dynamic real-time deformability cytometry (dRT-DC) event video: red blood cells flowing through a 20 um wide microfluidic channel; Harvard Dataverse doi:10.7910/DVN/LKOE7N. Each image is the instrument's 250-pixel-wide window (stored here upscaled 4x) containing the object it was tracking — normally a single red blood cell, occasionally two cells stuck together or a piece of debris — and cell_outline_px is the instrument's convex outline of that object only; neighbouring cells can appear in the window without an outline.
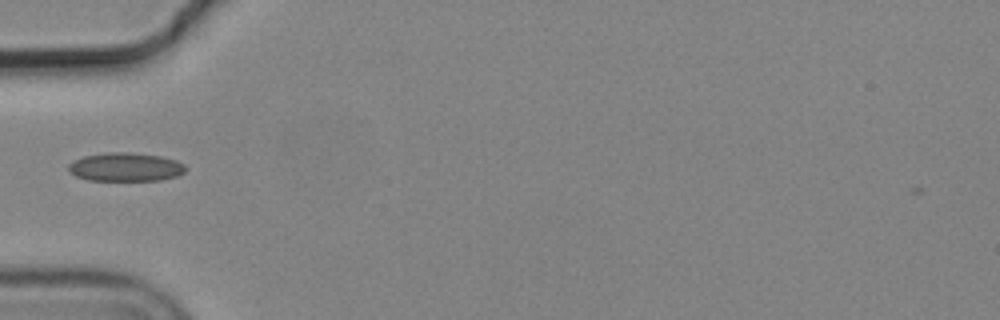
{"species": "common noctule bat (a hibernating species)", "species_latin": "Nyctalus noctula", "temperature_condition": "cold", "stored_images_in_passage": 2, "camera_frame_rate_fps": 3000, "um_per_image_px": 0.085, "animal": {"sex": "male", "body_mass_g": 19.2, "forearm_length_mm": 51.8}, "frame": {"image": 1, "passage_image": 2, "time_ms": 0.333, "image_size_px": [1000, 320], "cell_outline_px": [[188, 168], [184, 172], [176, 176], [160, 180], [88, 180], [76, 176], [68, 172], [68, 164], [72, 160], [84, 156], [108, 152], [128, 152], [160, 156], [176, 160], [184, 164]], "centroid_in_image_um": [10.65, 14.19], "position_along_channel_um": 74.4, "area_um2": 19.59}}